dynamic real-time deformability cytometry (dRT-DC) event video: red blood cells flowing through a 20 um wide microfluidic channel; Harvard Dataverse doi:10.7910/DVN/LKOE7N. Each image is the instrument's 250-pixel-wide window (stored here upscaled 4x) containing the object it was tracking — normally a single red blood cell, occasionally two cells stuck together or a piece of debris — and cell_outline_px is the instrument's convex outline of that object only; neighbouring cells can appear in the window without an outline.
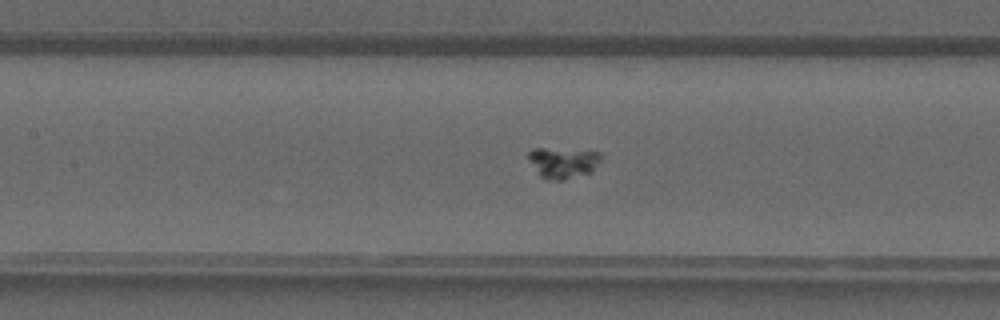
{"species": "common noctule bat (a hibernating species)", "species_latin": "Nyctalus noctula", "temperature_condition": "warm", "stored_images_in_passage": 28, "camera_frame_rate_fps": 3000, "um_per_image_px": 0.085, "animal": {"sex": "male", "forearm_length_mm": 52.5}, "frame": {"image": 1, "passage_image": 6, "time_ms": 1.667, "image_size_px": [1000, 320], "cell_outline_px": [[600, 160], [592, 172], [564, 180], [548, 180], [540, 176], [528, 160], [528, 152], [532, 148], [544, 148], [600, 152]], "centroid_in_image_um": [47.82, 13.83], "position_along_channel_um": 159.6, "area_um2": 13.01}}
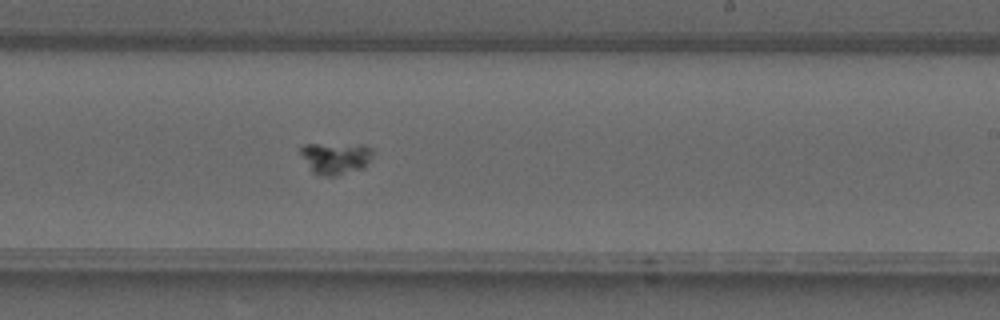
{"frame": {"image": 2, "passage_image": 12, "time_ms": 3.667, "image_size_px": [1000, 320], "cell_outline_px": [[372, 152], [364, 168], [336, 176], [324, 176], [312, 172], [300, 152], [300, 148], [304, 144], [364, 144], [372, 148]], "centroid_in_image_um": [28.52, 13.43], "position_along_channel_um": 260.5, "area_um2": 13.35}}
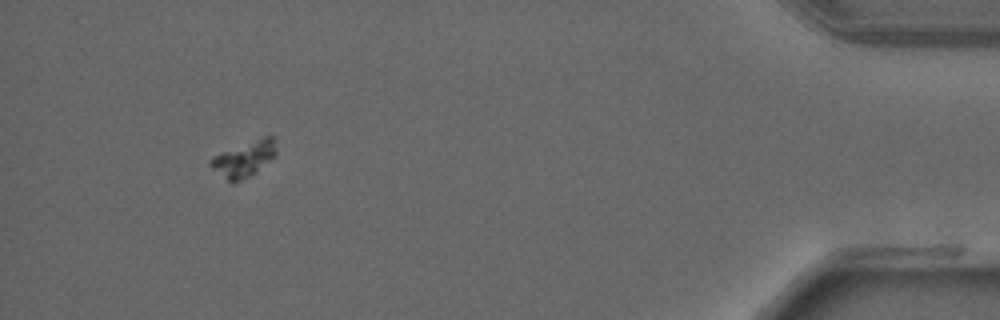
{"frame": {"image": 3, "passage_image": 25, "time_ms": 8.0, "image_size_px": [1000, 320], "cell_outline_px": [[276, 156], [256, 172], [232, 184], [212, 168], [208, 164], [216, 156], [224, 152], [264, 136], [272, 136], [276, 152]], "centroid_in_image_um": [20.78, 13.54], "position_along_channel_um": 414.4, "area_um2": 13.01}}